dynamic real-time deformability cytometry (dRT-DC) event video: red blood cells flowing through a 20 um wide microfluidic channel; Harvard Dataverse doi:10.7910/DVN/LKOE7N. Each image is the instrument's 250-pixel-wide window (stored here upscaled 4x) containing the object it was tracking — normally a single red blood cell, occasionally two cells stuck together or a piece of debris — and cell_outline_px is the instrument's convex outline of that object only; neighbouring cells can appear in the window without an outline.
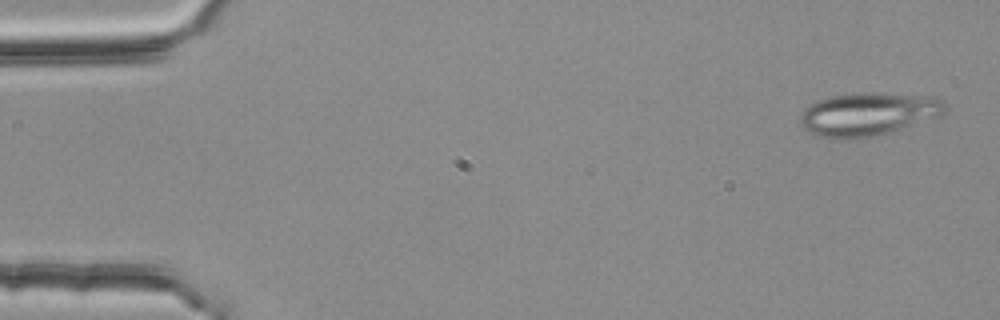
{"species": "common noctule bat (a hibernating species)", "species_latin": "Nyctalus noctula", "temperature_condition": "room temperature", "stored_images_in_passage": 3, "camera_frame_rate_fps": 3000, "um_per_image_px": 0.085, "animal": {"sex": "female", "body_mass_g": 25.1}, "frame": {"image": 1, "passage_image": 1, "time_ms": 0.0, "image_size_px": [1000, 320], "cell_outline_px": [[948, 108], [940, 116], [888, 132], [872, 136], [848, 140], [820, 136], [808, 132], [800, 124], [800, 116], [804, 108], [816, 100], [828, 96], [856, 92], [884, 92], [940, 96], [944, 100]], "centroid_in_image_um": [73.82, 9.66], "position_along_channel_um": 11.2, "area_um2": 37.17}}